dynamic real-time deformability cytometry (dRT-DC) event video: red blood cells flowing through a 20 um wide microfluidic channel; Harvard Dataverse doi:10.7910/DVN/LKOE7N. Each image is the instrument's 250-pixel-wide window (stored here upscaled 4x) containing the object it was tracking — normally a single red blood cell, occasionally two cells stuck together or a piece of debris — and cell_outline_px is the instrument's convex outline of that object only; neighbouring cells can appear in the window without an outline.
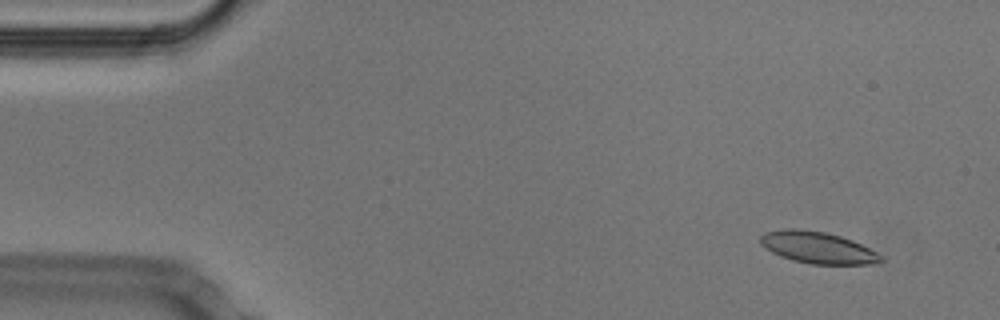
{"species": "Egyptian fruit bat (a non-hibernating species)", "species_latin": "Rousettus aegyptiacus", "temperature_condition": "cold", "stored_images_in_passage": 52, "camera_frame_rate_fps": 3000, "um_per_image_px": 0.085, "animal": {"sex": "male"}, "frame": {"image": 1, "passage_image": 4, "time_ms": 1.0, "image_size_px": [1000, 320], "cell_outline_px": [[884, 260], [868, 264], [812, 264], [792, 260], [780, 256], [772, 252], [760, 244], [760, 236], [764, 232], [784, 228], [800, 228], [824, 232], [840, 236], [852, 240], [876, 252]], "centroid_in_image_um": [69.44, 21.03], "position_along_channel_um": 15.6, "area_um2": 22.14}}
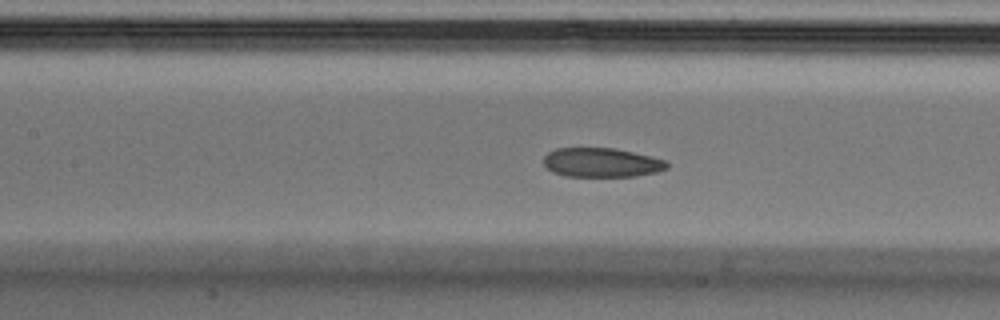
{"frame": {"image": 2, "passage_image": 23, "time_ms": 7.333, "image_size_px": [1000, 320], "cell_outline_px": [[668, 168], [656, 172], [636, 176], [568, 176], [552, 172], [544, 164], [544, 156], [548, 152], [556, 148], [616, 148], [652, 156], [664, 160], [668, 164]], "centroid_in_image_um": [51.14, 13.81], "position_along_channel_um": 156.3, "area_um2": 20.98}}
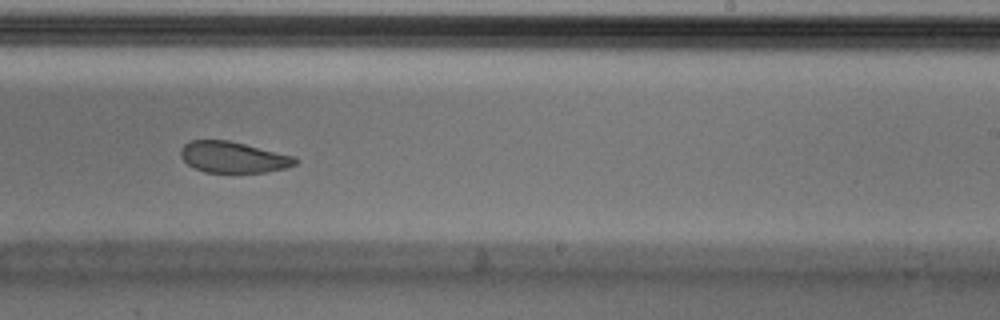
{"frame": {"image": 3, "passage_image": 32, "time_ms": 10.333, "image_size_px": [1000, 320], "cell_outline_px": [[300, 160], [296, 164], [284, 168], [264, 172], [204, 172], [188, 164], [180, 156], [180, 152], [184, 144], [192, 140], [228, 140], [292, 156]], "centroid_in_image_um": [19.79, 13.36], "position_along_channel_um": 269.2, "area_um2": 20.4}, "authors_computed_cell_mechanics": {"area_um2": 22.5131, "velocity_mm_per_s": 3.781, "shape_relaxation_time_tau1_ms": 4.232, "shape_relaxation_time_tau2_ms": 2.6609, "deformation_change_tau1": 0.1049, "deformation_change_tau2": 0.086}}